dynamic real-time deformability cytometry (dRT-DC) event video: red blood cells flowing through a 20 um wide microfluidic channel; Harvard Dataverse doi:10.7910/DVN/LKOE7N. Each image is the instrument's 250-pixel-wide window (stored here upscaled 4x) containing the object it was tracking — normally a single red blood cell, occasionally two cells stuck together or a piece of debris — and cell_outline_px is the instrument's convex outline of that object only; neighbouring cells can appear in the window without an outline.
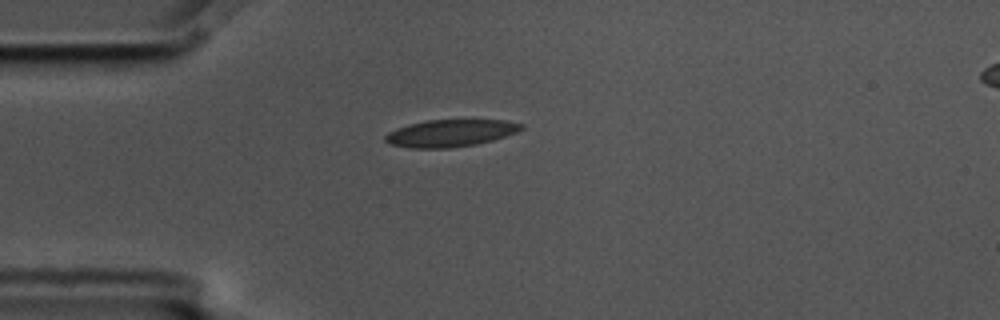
{"species": "common noctule bat (a hibernating species)", "species_latin": "Nyctalus noctula", "temperature_condition": "cold", "stored_images_in_passage": 2, "segment_of_instrument_passage": [1, 2], "camera_frame_rate_fps": 3000, "um_per_image_px": 0.085, "animal": {"sex": "male", "body_mass_g": 17.5, "forearm_length_mm": 52.3}, "frame": {"image": 1, "passage_image": 1, "time_ms": 0.0, "image_size_px": [1000, 320], "cell_outline_px": [[524, 128], [516, 132], [492, 140], [476, 144], [448, 148], [408, 148], [388, 144], [384, 140], [384, 136], [388, 132], [396, 128], [408, 124], [428, 120], [508, 120], [524, 124]], "centroid_in_image_um": [38.25, 11.31], "position_along_channel_um": 46.7, "area_um2": 21.62}}